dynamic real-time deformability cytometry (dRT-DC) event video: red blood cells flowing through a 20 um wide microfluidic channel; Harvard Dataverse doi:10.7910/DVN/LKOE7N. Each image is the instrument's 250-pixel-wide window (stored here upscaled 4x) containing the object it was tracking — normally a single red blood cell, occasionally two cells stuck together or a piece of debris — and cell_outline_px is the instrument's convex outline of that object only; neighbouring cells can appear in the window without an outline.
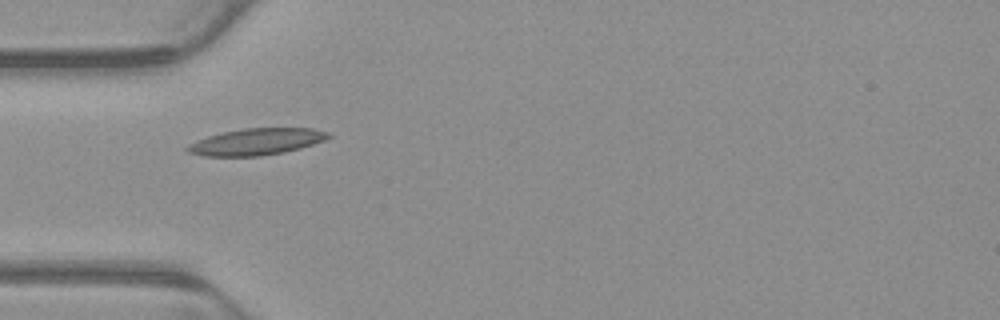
{"species": "common noctule bat (a hibernating species)", "species_latin": "Nyctalus noctula", "temperature_condition": "warm", "stored_images_in_passage": 8, "camera_frame_rate_fps": 3000, "um_per_image_px": 0.085, "animal": {"sex": "male", "body_mass_g": 23.1, "forearm_length_mm": 52.7}, "frame": {"image": 1, "passage_image": 3, "time_ms": 0.667, "image_size_px": [1000, 320], "cell_outline_px": [[332, 136], [324, 140], [300, 148], [284, 152], [260, 156], [204, 156], [188, 152], [184, 148], [188, 144], [208, 136], [224, 132], [244, 128], [312, 128], [328, 132]], "centroid_in_image_um": [21.78, 12.05], "position_along_channel_um": 63.2, "area_um2": 21.73}}
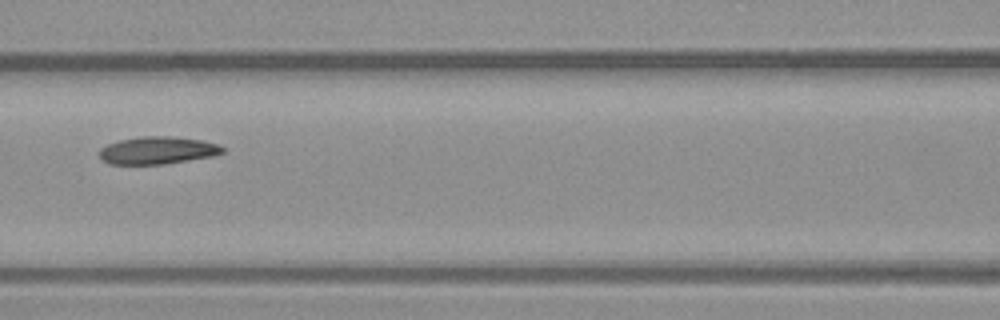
{"frame": {"image": 2, "passage_image": 5, "time_ms": 1.333, "image_size_px": [1000, 320], "cell_outline_px": [[224, 152], [212, 156], [164, 164], [108, 164], [100, 156], [100, 148], [108, 144], [120, 140], [144, 136], [168, 136], [200, 140], [216, 144], [224, 148]], "centroid_in_image_um": [13.37, 12.78], "position_along_channel_um": 153.2, "area_um2": 19.42}}
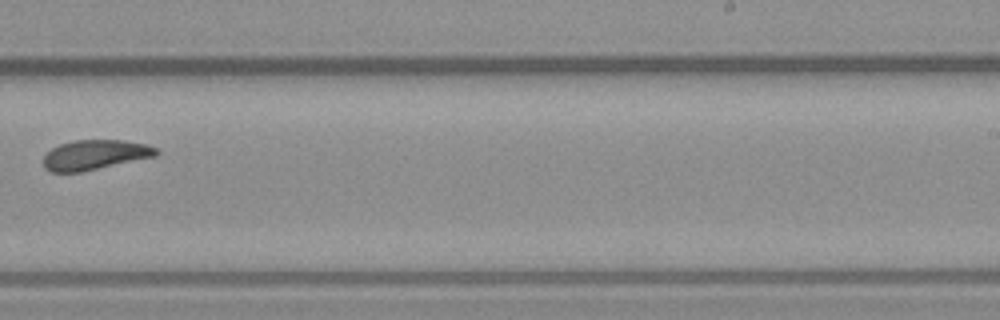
{"frame": {"image": 3, "passage_image": 8, "time_ms": 2.333, "image_size_px": [1000, 320], "cell_outline_px": [[160, 152], [156, 156], [80, 172], [52, 172], [44, 168], [44, 156], [52, 148], [60, 144], [76, 140], [124, 140], [148, 144], [156, 148]], "centroid_in_image_um": [8.09, 13.15], "position_along_channel_um": 280.9, "area_um2": 19.54}}